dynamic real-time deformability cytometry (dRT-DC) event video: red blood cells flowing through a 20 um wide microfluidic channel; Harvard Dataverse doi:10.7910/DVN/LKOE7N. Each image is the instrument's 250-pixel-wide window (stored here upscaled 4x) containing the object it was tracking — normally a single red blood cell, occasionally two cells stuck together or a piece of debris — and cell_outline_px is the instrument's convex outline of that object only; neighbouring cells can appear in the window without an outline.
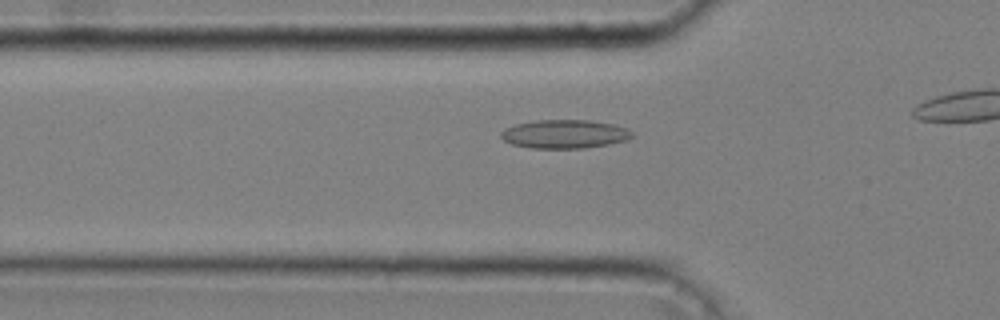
{"species": "common noctule bat (a hibernating species)", "species_latin": "Nyctalus noctula", "temperature_condition": "cold", "stored_images_in_passage": 7, "segment_of_instrument_passage": [1, 2], "camera_frame_rate_fps": 3000, "um_per_image_px": 0.085, "animal": {"sex": "male", "body_mass_g": 20.4}, "frame": {"image": 1, "passage_image": 3, "time_ms": 0.667, "image_size_px": [1000, 320], "cell_outline_px": [[636, 136], [628, 140], [608, 144], [584, 148], [528, 148], [512, 144], [504, 140], [500, 136], [500, 132], [504, 128], [516, 124], [536, 120], [592, 120], [612, 124], [628, 128]], "centroid_in_image_um": [48.01, 11.39], "position_along_channel_um": 77.8, "area_um2": 22.08}}